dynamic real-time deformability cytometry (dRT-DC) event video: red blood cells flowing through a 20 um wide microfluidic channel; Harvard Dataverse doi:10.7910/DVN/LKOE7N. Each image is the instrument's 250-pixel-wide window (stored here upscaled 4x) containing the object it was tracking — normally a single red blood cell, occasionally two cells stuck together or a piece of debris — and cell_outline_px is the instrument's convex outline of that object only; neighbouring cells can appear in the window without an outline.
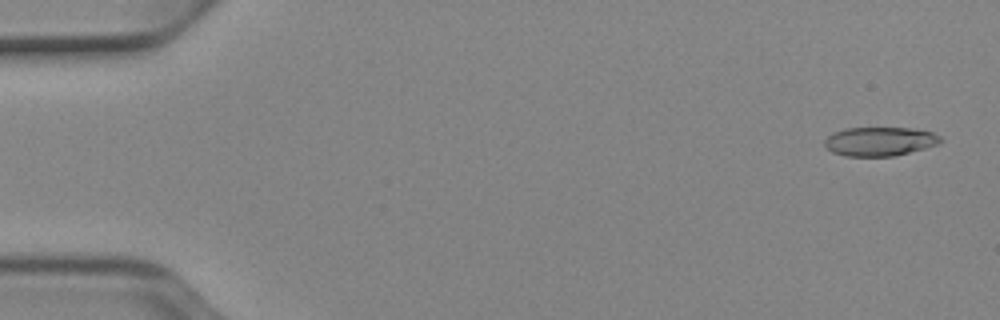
{"species": "Egyptian fruit bat (a non-hibernating species)", "species_latin": "Rousettus aegyptiacus", "temperature_condition": "cold", "stored_images_in_passage": 51, "camera_frame_rate_fps": 3000, "um_per_image_px": 0.085, "animal": {"sex": "female"}, "frame": {"image": 1, "passage_image": 2, "time_ms": 0.333, "image_size_px": [1000, 320], "cell_outline_px": [[944, 140], [936, 144], [924, 148], [892, 156], [844, 156], [832, 152], [824, 144], [824, 140], [832, 132], [844, 128], [912, 128], [932, 132], [940, 136]], "centroid_in_image_um": [74.74, 12.01], "position_along_channel_um": 10.3, "area_um2": 19.48}}
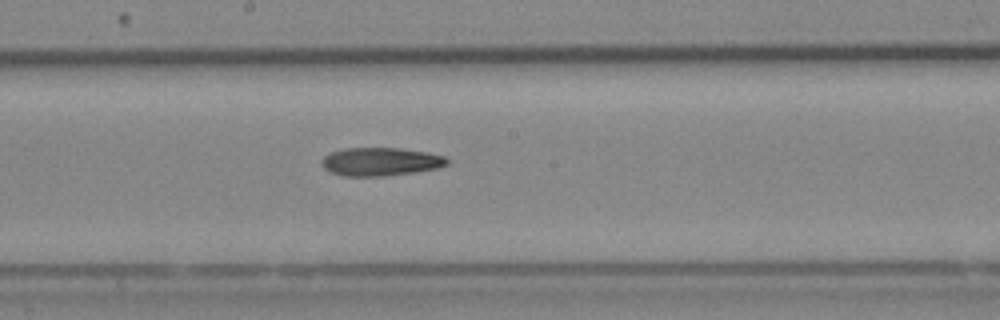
{"frame": {"image": 2, "passage_image": 28, "time_ms": 9.0, "image_size_px": [1000, 320], "cell_outline_px": [[448, 164], [440, 168], [416, 172], [384, 176], [344, 176], [332, 172], [324, 168], [320, 164], [320, 160], [324, 156], [332, 152], [344, 148], [400, 148], [428, 152], [444, 156], [448, 160]], "centroid_in_image_um": [32.36, 13.74], "position_along_channel_um": 215.8, "area_um2": 20.81}}
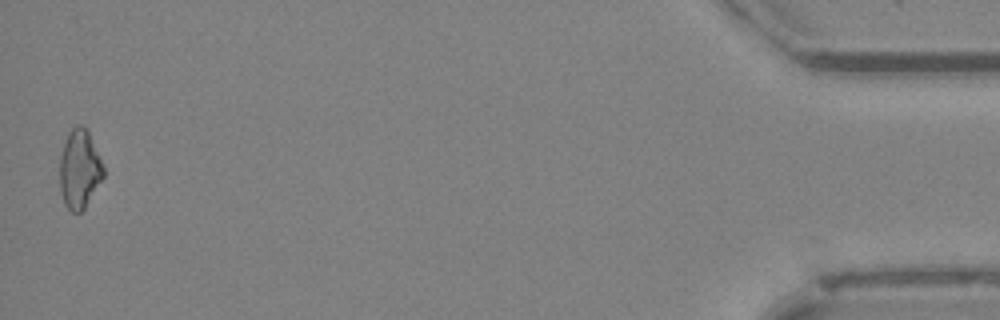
{"frame": {"image": 3, "passage_image": 51, "time_ms": 16.667, "image_size_px": [1000, 320], "cell_outline_px": [[104, 176], [84, 208], [80, 212], [72, 212], [64, 204], [60, 192], [60, 156], [68, 132], [76, 124], [80, 124], [88, 132], [100, 156], [104, 168]], "centroid_in_image_um": [6.75, 14.37], "position_along_channel_um": 428.5, "area_um2": 19.94}}